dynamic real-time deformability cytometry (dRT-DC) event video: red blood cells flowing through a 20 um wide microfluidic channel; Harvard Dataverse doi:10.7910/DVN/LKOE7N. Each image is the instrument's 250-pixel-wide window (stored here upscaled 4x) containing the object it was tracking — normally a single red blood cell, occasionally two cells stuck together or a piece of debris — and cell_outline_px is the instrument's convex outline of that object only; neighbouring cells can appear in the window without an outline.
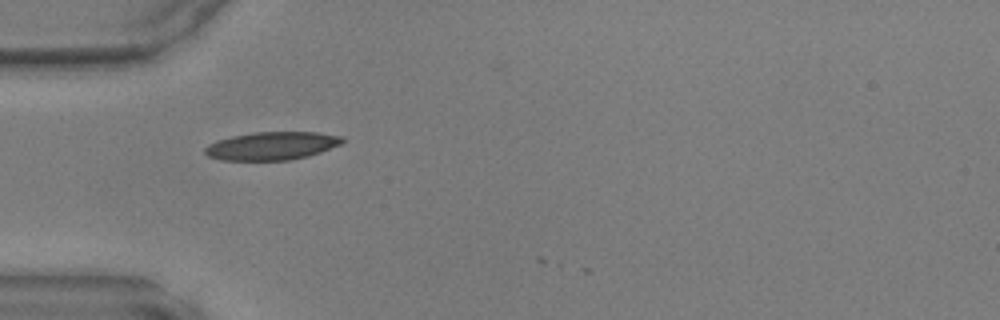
{"species": "common noctule bat (a hibernating species)", "species_latin": "Nyctalus noctula", "temperature_condition": "warm", "stored_images_in_passage": 4, "camera_frame_rate_fps": 3000, "um_per_image_px": 0.085, "animal": {"sex": "male", "body_mass_g": 17.9, "forearm_length_mm": 54.2}, "frame": {"image": 1, "passage_image": 2, "time_ms": 0.333, "image_size_px": [1000, 320], "cell_outline_px": [[344, 140], [340, 144], [320, 152], [308, 156], [288, 160], [220, 160], [208, 156], [204, 152], [204, 148], [208, 144], [216, 140], [232, 136], [256, 132], [316, 132], [344, 136]], "centroid_in_image_um": [23.08, 12.39], "position_along_channel_um": 61.9, "area_um2": 22.48}}